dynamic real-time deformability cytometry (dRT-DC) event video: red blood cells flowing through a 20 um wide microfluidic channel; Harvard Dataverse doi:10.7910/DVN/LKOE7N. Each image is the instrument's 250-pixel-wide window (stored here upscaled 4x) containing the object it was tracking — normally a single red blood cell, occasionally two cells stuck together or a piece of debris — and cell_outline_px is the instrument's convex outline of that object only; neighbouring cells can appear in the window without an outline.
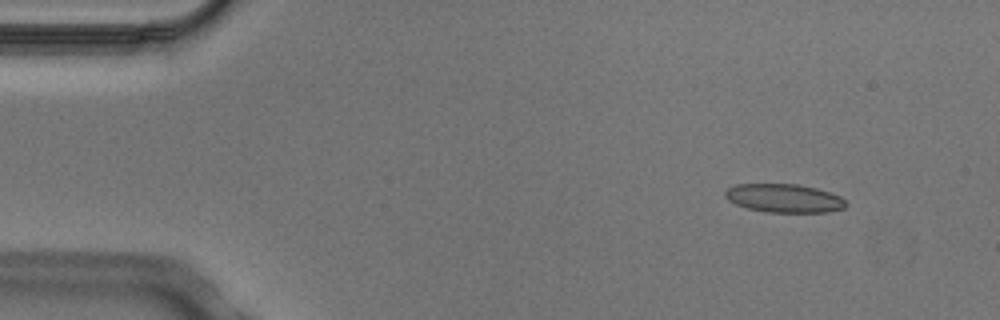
{"species": "Egyptian fruit bat (a non-hibernating species)", "species_latin": "Rousettus aegyptiacus", "temperature_condition": "cold", "stored_images_in_passage": 4, "camera_frame_rate_fps": 3000, "um_per_image_px": 0.085, "animal": {"sex": "male"}, "frame": {"image": 1, "passage_image": 1, "time_ms": 0.0, "image_size_px": [1000, 320], "cell_outline_px": [[848, 204], [844, 208], [828, 212], [768, 212], [748, 208], [736, 204], [728, 200], [724, 196], [724, 192], [728, 188], [736, 184], [796, 184], [816, 188], [840, 196]], "centroid_in_image_um": [66.64, 16.85], "position_along_channel_um": 18.4, "area_um2": 20.0}}